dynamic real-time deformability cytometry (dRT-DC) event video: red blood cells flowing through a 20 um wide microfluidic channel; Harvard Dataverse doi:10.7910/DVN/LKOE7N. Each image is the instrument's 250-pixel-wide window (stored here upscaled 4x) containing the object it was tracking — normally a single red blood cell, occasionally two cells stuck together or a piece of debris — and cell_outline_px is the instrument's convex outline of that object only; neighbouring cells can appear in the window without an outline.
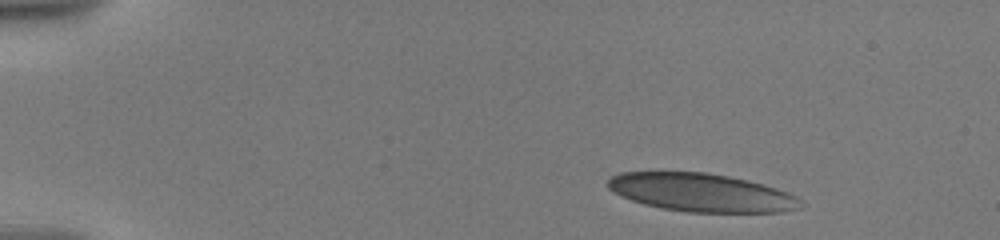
{"species": "human", "species_latin": "Homo sapiens", "temperature_condition": "warm", "stored_images_in_passage": 13, "camera_frame_rate_fps": 3000, "um_per_image_px": 0.085, "donor": {"sex": "male"}, "frame": {"image": 1, "passage_image": 1, "time_ms": 0.0, "image_size_px": [1000, 240], "cell_outline_px": [[800, 208], [780, 212], [688, 212], [664, 208], [644, 204], [632, 200], [608, 188], [608, 180], [612, 176], [620, 172], [704, 172], [728, 176], [760, 184], [796, 196], [800, 200]], "centroid_in_image_um": [59.58, 16.37], "position_along_channel_um": 25.4, "area_um2": 42.08}}
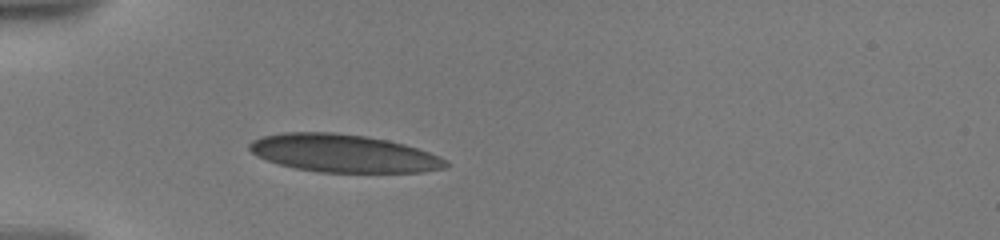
{"frame": {"image": 2, "passage_image": 11, "time_ms": 3.333, "image_size_px": [1000, 240], "cell_outline_px": [[448, 164], [444, 168], [424, 172], [316, 172], [296, 168], [280, 164], [256, 156], [248, 148], [248, 144], [252, 140], [264, 136], [284, 132], [332, 132], [364, 136], [388, 140], [404, 144], [440, 156], [448, 160]], "centroid_in_image_um": [29.19, 13.03], "position_along_channel_um": 55.8, "area_um2": 43.18}}